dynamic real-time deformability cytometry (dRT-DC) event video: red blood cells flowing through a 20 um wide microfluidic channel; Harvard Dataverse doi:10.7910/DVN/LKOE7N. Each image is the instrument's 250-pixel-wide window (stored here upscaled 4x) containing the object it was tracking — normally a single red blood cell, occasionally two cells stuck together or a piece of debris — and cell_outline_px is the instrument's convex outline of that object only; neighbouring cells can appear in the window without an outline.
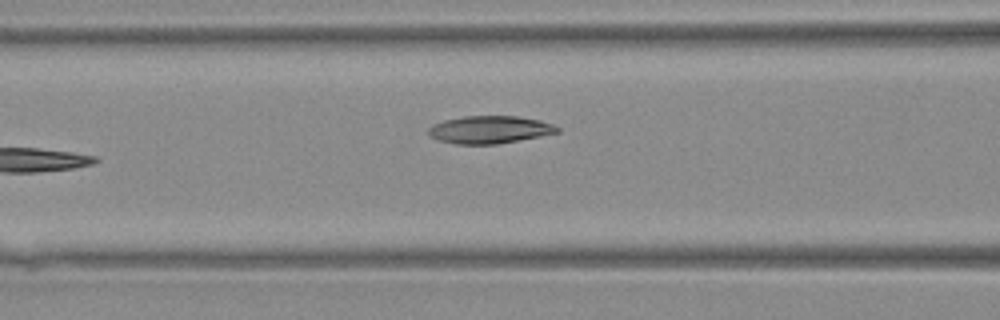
{"species": "Egyptian fruit bat (a non-hibernating species)", "species_latin": "Rousettus aegyptiacus", "temperature_condition": "warm", "stored_images_in_passage": 22, "camera_frame_rate_fps": 3000, "um_per_image_px": 0.085, "animal": {"sex": "female"}, "frame": {"image": 1, "passage_image": 4, "time_ms": 1.0, "image_size_px": [1000, 320], "cell_outline_px": [[560, 132], [540, 136], [496, 144], [456, 144], [436, 140], [428, 136], [428, 128], [432, 124], [444, 120], [464, 116], [516, 116], [540, 120], [552, 124], [560, 128]], "centroid_in_image_um": [41.58, 11.02], "position_along_channel_um": 125.0, "area_um2": 20.81}}